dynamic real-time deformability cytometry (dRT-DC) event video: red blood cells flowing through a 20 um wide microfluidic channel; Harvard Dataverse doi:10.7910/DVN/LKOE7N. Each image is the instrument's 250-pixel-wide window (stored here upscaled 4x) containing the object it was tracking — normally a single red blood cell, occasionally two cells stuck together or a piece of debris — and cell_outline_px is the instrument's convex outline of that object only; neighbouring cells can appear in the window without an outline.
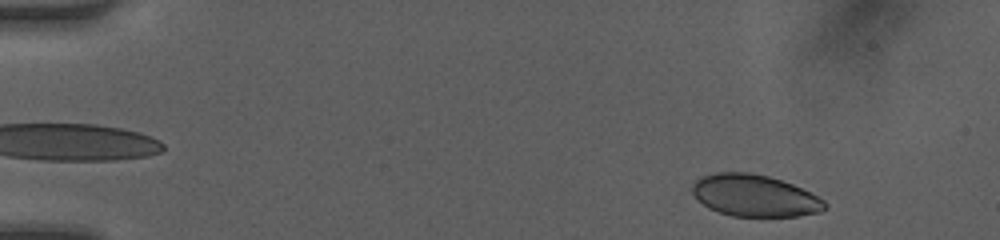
{"species": "human", "species_latin": "Homo sapiens", "temperature_condition": "room temperature", "stored_images_in_passage": 45, "camera_frame_rate_fps": 3000, "um_per_image_px": 0.085, "donor": {"sex": "female"}, "frame": {"image": 1, "passage_image": 2, "time_ms": 0.333, "image_size_px": [1000, 240], "cell_outline_px": [[828, 204], [820, 212], [796, 216], [732, 216], [708, 208], [692, 192], [692, 184], [700, 176], [716, 172], [748, 172], [768, 176], [792, 184], [824, 200]], "centroid_in_image_um": [64.12, 16.62], "position_along_channel_um": 20.9, "area_um2": 32.02}}
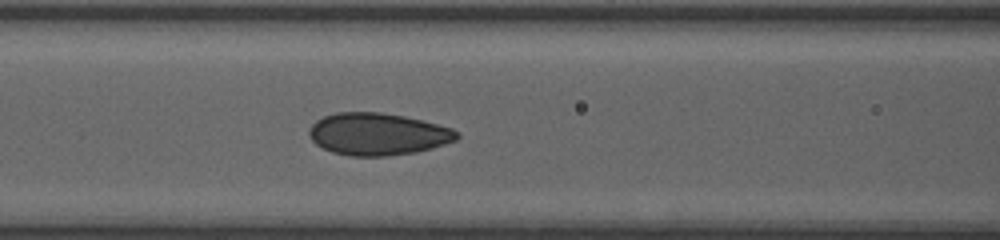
{"frame": {"image": 2, "passage_image": 18, "time_ms": 5.667, "image_size_px": [1000, 240], "cell_outline_px": [[460, 136], [456, 140], [432, 148], [416, 152], [388, 156], [348, 156], [332, 152], [316, 144], [312, 140], [308, 132], [312, 124], [316, 120], [324, 116], [336, 112], [380, 112], [404, 116], [452, 128], [460, 132]], "centroid_in_image_um": [32.11, 11.4], "position_along_channel_um": 134.5, "area_um2": 36.36}}
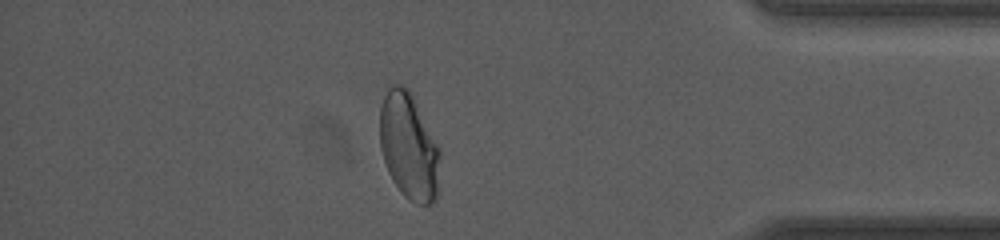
{"frame": {"image": 3, "passage_image": 39, "time_ms": 12.667, "image_size_px": [1000, 240], "cell_outline_px": [[440, 160], [436, 200], [432, 204], [416, 204], [408, 200], [400, 192], [392, 180], [388, 172], [380, 148], [380, 108], [388, 84], [400, 84], [408, 88], [412, 92], [440, 148]], "centroid_in_image_um": [34.75, 12.42], "position_along_channel_um": 400.4, "area_um2": 38.03}, "authors_computed_cell_mechanics": {"area_um2": 35.547, "velocity_mm_per_s": 4.2257, "shape_relaxation_time_tau1_ms": 6.8302, "shape_relaxation_time_tau2_ms": 0.7877, "deformation_change_tau1": 0.161, "deformation_change_tau2": 0.048}}